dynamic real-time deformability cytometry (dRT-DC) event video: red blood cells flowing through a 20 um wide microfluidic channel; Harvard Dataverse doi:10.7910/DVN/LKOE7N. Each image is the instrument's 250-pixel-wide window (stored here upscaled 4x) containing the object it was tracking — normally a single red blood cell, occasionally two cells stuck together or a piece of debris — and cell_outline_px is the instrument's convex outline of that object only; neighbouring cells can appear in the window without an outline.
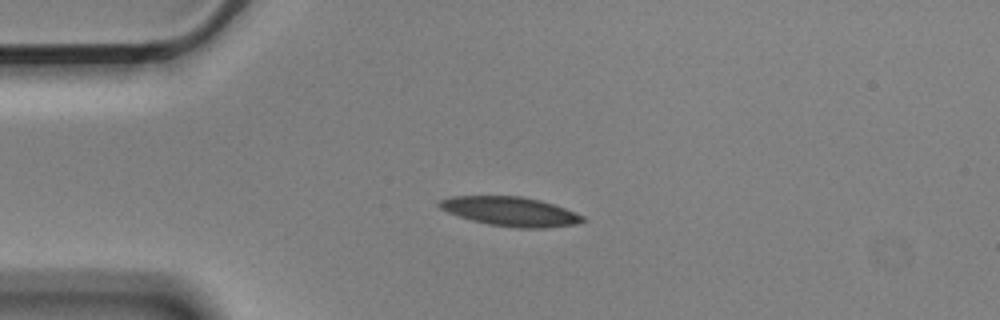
{"species": "Egyptian fruit bat (a non-hibernating species)", "species_latin": "Rousettus aegyptiacus", "temperature_condition": "cold", "stored_images_in_passage": 11, "camera_frame_rate_fps": 3000, "um_per_image_px": 0.085, "animal": {"sex": "male"}, "frame": {"image": 1, "passage_image": 1, "time_ms": 0.0, "image_size_px": [1000, 320], "cell_outline_px": [[588, 220], [576, 224], [544, 228], [520, 228], [488, 224], [472, 220], [448, 212], [440, 208], [436, 204], [440, 200], [452, 196], [520, 196], [540, 200], [564, 208], [584, 216]], "centroid_in_image_um": [43.4, 17.97], "position_along_channel_um": 41.6, "area_um2": 24.28}}
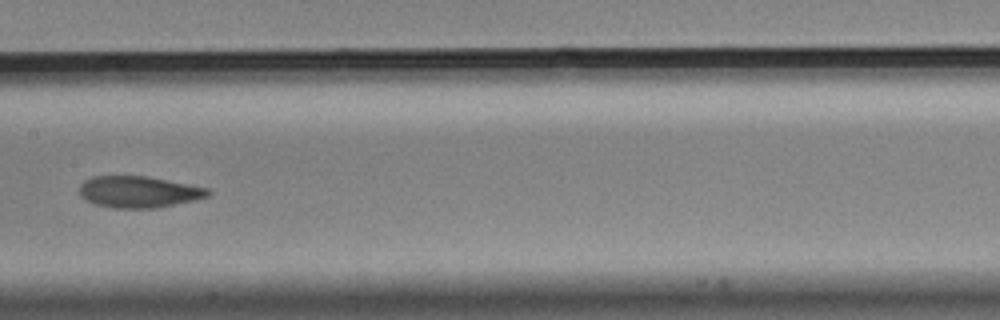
{"frame": {"image": 2, "passage_image": 5, "time_ms": 1.333, "image_size_px": [1000, 320], "cell_outline_px": [[212, 192], [208, 196], [196, 200], [156, 208], [112, 208], [92, 204], [84, 200], [80, 196], [80, 184], [84, 180], [92, 176], [148, 176], [208, 188]], "centroid_in_image_um": [11.76, 16.31], "position_along_channel_um": 195.6, "area_um2": 23.87}}
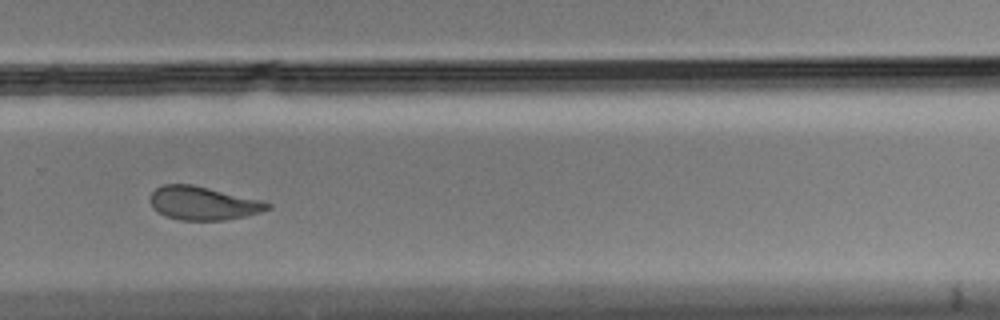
{"frame": {"image": 3, "passage_image": 8, "time_ms": 2.333, "image_size_px": [1000, 320], "cell_outline_px": [[272, 208], [248, 216], [224, 220], [180, 220], [164, 216], [156, 212], [152, 208], [152, 192], [156, 188], [164, 184], [192, 184], [264, 200], [272, 204]], "centroid_in_image_um": [17.31, 17.28], "position_along_channel_um": 312.5, "area_um2": 23.12}}